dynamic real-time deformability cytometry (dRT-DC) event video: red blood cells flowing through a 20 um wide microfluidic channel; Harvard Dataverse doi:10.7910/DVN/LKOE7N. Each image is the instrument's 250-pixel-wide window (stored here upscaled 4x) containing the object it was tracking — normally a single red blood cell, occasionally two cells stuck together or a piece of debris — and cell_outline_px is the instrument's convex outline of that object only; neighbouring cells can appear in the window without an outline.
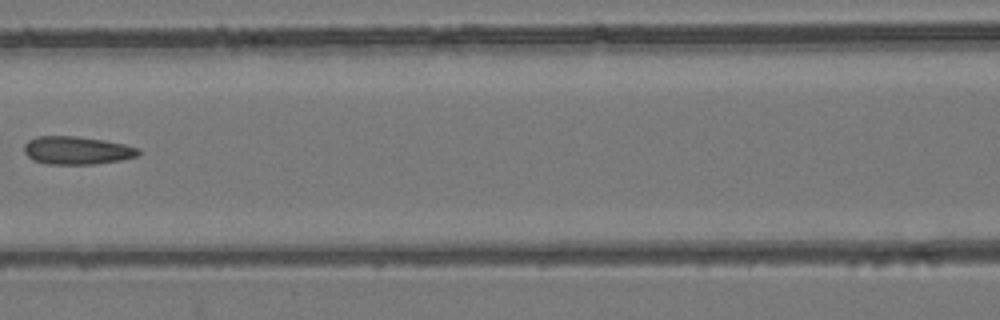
{"species": "common noctule bat (a hibernating species)", "species_latin": "Nyctalus noctula", "temperature_condition": "room temperature", "stored_images_in_passage": 4, "camera_frame_rate_fps": 3000, "um_per_image_px": 0.085, "animal": {"sex": "female", "body_mass_g": 24.6, "forearm_length_mm": 56.2}, "frame": {"image": 1, "passage_image": 4, "time_ms": 1.0, "image_size_px": [1000, 320], "cell_outline_px": [[140, 152], [136, 156], [120, 160], [96, 164], [48, 164], [32, 160], [24, 152], [24, 144], [28, 140], [36, 136], [76, 136], [104, 140], [124, 144], [140, 148]], "centroid_in_image_um": [6.52, 12.78], "position_along_channel_um": 160.1, "area_um2": 18.73}}